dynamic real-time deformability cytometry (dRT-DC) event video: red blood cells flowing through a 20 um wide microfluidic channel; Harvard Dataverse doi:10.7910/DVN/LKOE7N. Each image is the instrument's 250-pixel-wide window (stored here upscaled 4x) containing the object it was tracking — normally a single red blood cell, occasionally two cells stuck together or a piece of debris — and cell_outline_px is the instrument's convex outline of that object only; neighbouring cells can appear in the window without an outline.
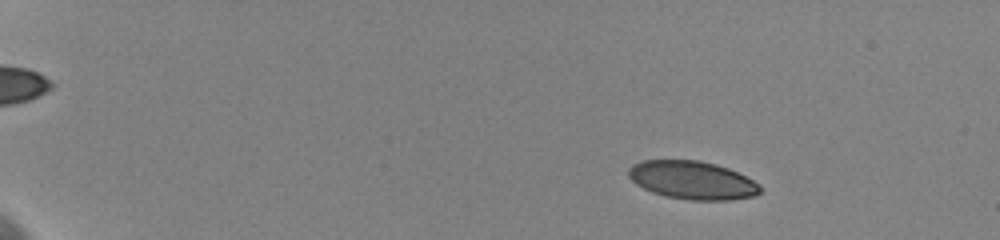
{"species": "human", "species_latin": "Homo sapiens", "temperature_condition": "cold", "stored_images_in_passage": 31, "camera_frame_rate_fps": 3000, "um_per_image_px": 0.085, "donor": {"sex": "female"}, "frame": {"image": 1, "passage_image": 5, "time_ms": 2.667, "image_size_px": [1000, 240], "cell_outline_px": [[760, 192], [756, 196], [728, 200], [688, 200], [664, 196], [652, 192], [636, 184], [628, 176], [628, 168], [632, 164], [644, 160], [700, 160], [716, 164], [728, 168], [760, 184]], "centroid_in_image_um": [58.83, 15.31], "position_along_channel_um": 26.2, "area_um2": 29.36}}
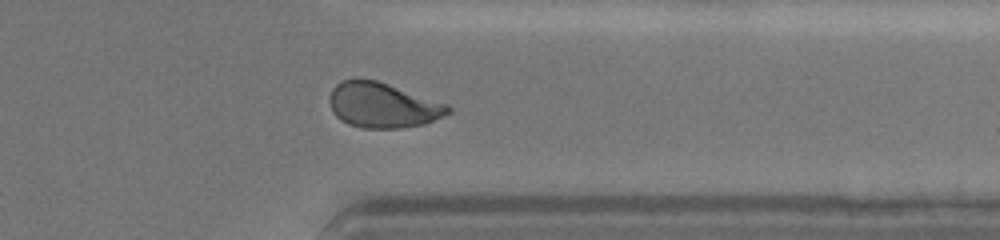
{"frame": {"image": 2, "passage_image": 26, "time_ms": 16.0, "image_size_px": [1000, 240], "cell_outline_px": [[452, 112], [444, 116], [424, 124], [400, 128], [364, 128], [348, 124], [340, 120], [332, 112], [328, 100], [328, 96], [332, 88], [336, 84], [344, 80], [356, 76], [360, 76], [376, 80], [448, 104], [452, 108]], "centroid_in_image_um": [32.49, 8.92], "position_along_channel_um": 378.9, "area_um2": 31.67}}
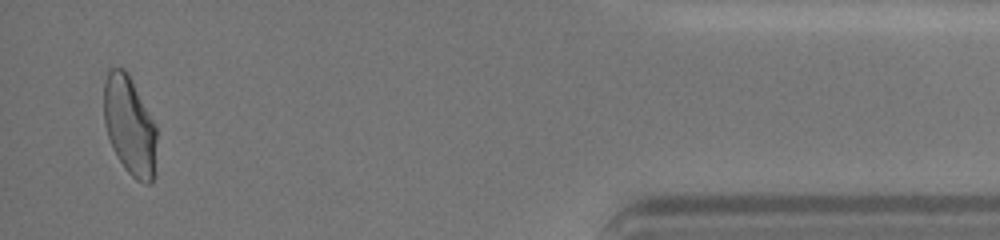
{"frame": {"image": 3, "passage_image": 30, "time_ms": 18.667, "image_size_px": [1000, 240], "cell_outline_px": [[156, 140], [152, 180], [148, 184], [144, 184], [136, 180], [124, 168], [112, 148], [104, 124], [104, 80], [108, 68], [124, 68], [128, 72], [156, 128]], "centroid_in_image_um": [10.97, 10.65], "position_along_channel_um": 424.2, "area_um2": 30.11}, "authors_computed_cell_mechanics": {"area_um2": 30.634, "velocity_mm_per_s": 3.6046, "shape_relaxation_time_tau1_ms": 8.3227, "shape_relaxation_time_tau2_ms": 0.8148, "deformation_change_tau1": 0.1872, "deformation_change_tau2": 0.0575}}